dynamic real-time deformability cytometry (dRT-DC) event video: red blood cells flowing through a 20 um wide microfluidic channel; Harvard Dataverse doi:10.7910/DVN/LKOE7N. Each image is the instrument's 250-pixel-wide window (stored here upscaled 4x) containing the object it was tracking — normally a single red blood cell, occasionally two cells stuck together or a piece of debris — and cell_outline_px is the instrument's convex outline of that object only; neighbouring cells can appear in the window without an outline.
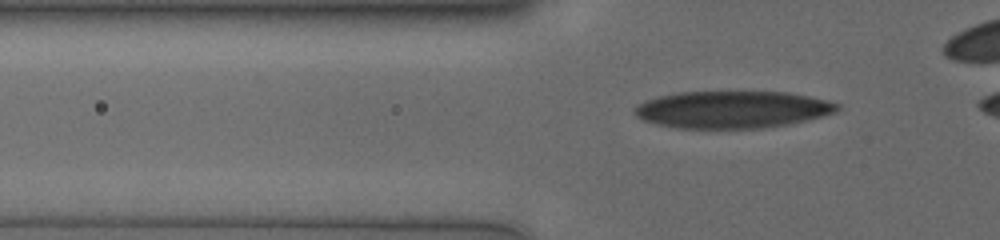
{"species": "human", "species_latin": "Homo sapiens", "temperature_condition": "cold", "stored_images_in_passage": 37, "camera_frame_rate_fps": 3000, "um_per_image_px": 0.085, "donor": {"sex": "male"}, "frame": {"image": 1, "passage_image": 5, "time_ms": 1.333, "image_size_px": [1000, 240], "cell_outline_px": [[840, 108], [836, 112], [824, 116], [788, 124], [764, 128], [676, 128], [656, 124], [644, 120], [636, 116], [636, 108], [640, 104], [648, 100], [660, 96], [684, 92], [788, 92], [828, 100], [840, 104]], "centroid_in_image_um": [62.32, 9.32], "position_along_channel_um": 63.5, "area_um2": 43.64}}
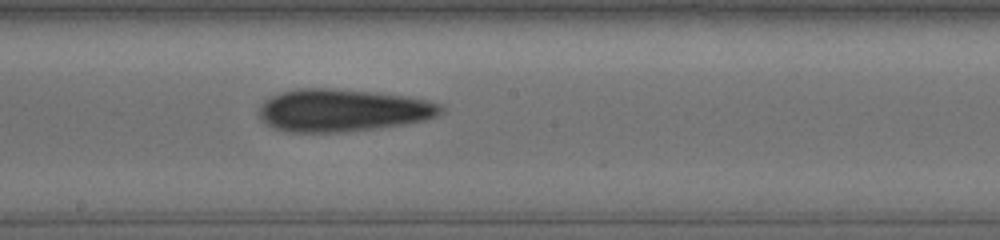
{"frame": {"image": 2, "passage_image": 18, "time_ms": 5.667, "image_size_px": [1000, 240], "cell_outline_px": [[440, 112], [436, 116], [424, 120], [404, 124], [348, 132], [288, 132], [272, 128], [264, 124], [260, 120], [256, 112], [260, 104], [264, 100], [280, 92], [296, 88], [328, 88], [368, 92], [404, 96], [424, 100], [436, 104], [440, 108]], "centroid_in_image_um": [28.96, 9.39], "position_along_channel_um": 219.2, "area_um2": 44.91}}
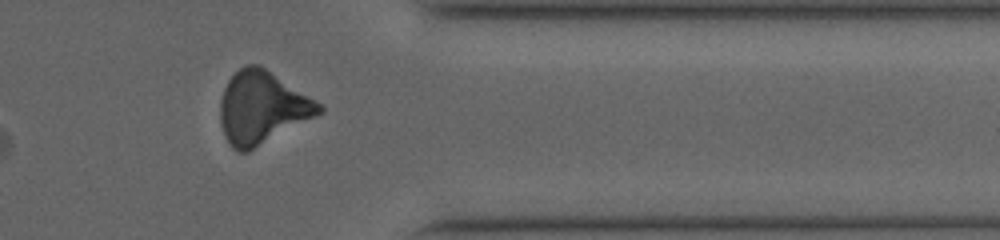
{"frame": {"image": 3, "passage_image": 32, "time_ms": 10.333, "image_size_px": [1000, 240], "cell_outline_px": [[324, 112], [248, 152], [236, 152], [232, 148], [224, 136], [220, 124], [220, 100], [224, 88], [228, 80], [240, 68], [248, 64], [260, 64], [320, 104], [324, 108]], "centroid_in_image_um": [22.24, 9.17], "position_along_channel_um": 389.2, "area_um2": 41.56}}